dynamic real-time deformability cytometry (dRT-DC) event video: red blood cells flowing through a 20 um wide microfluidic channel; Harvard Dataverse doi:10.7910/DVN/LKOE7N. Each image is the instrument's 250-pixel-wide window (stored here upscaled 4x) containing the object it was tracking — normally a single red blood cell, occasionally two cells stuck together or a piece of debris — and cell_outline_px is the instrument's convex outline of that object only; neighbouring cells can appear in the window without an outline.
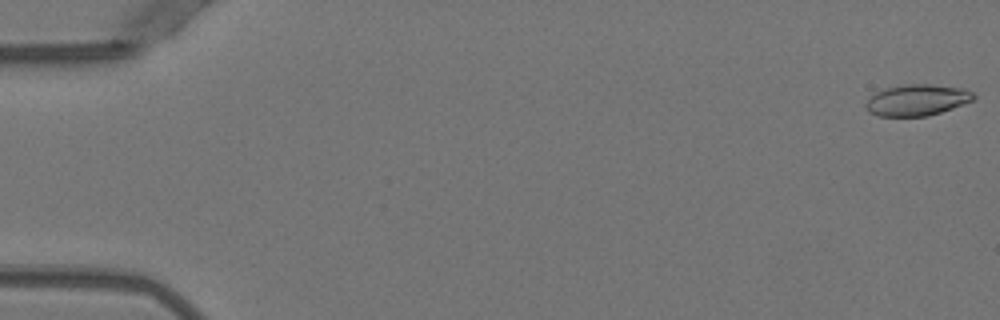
{"species": "Egyptian fruit bat (a non-hibernating species)", "species_latin": "Rousettus aegyptiacus", "temperature_condition": "warm", "stored_images_in_passage": 52, "camera_frame_rate_fps": 3000, "um_per_image_px": 0.085, "animal": {"sex": "female"}, "frame": {"image": 1, "passage_image": 1, "time_ms": 0.0, "image_size_px": [1000, 320], "cell_outline_px": [[976, 100], [928, 116], [876, 116], [868, 112], [864, 104], [876, 92], [884, 88], [904, 84], [928, 84], [964, 88], [972, 92], [976, 96]], "centroid_in_image_um": [77.95, 8.5], "position_along_channel_um": 7.0, "area_um2": 19.77}}
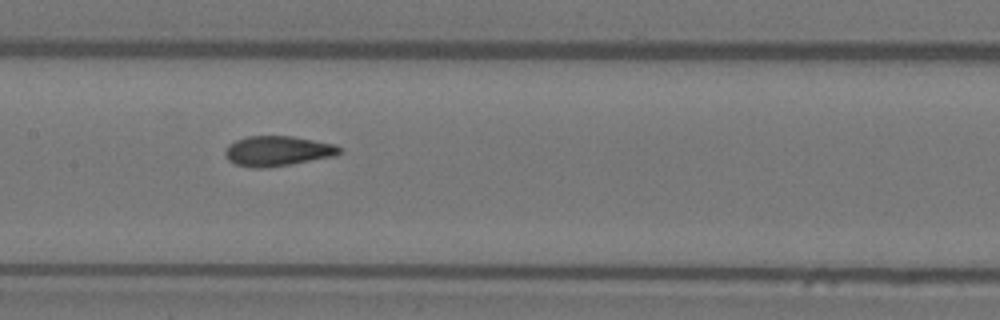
{"frame": {"image": 2, "passage_image": 26, "time_ms": 8.333, "image_size_px": [1000, 320], "cell_outline_px": [[340, 152], [336, 156], [268, 168], [252, 168], [236, 164], [228, 160], [224, 152], [228, 144], [236, 140], [248, 136], [292, 136], [332, 144], [340, 148]], "centroid_in_image_um": [23.55, 12.84], "position_along_channel_um": 183.8, "area_um2": 19.94}}
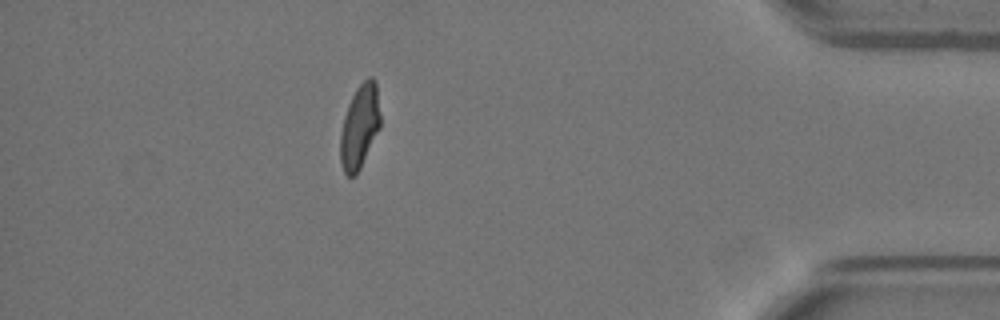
{"frame": {"image": 3, "passage_image": 46, "time_ms": 15.0, "image_size_px": [1000, 320], "cell_outline_px": [[380, 128], [356, 176], [348, 176], [344, 172], [340, 164], [340, 132], [344, 116], [348, 104], [356, 88], [368, 76], [372, 76], [376, 80], [380, 116]], "centroid_in_image_um": [30.56, 10.75], "position_along_channel_um": 404.6, "area_um2": 19.71}, "authors_computed_cell_mechanics": {"area_um2": 19.7387, "velocity_mm_per_s": 3.9692, "shape_relaxation_time_tau1_ms": 4.856, "shape_relaxation_time_tau2_ms": 1.2554, "deformation_change_tau1": 0.2011, "deformation_change_tau2": 0.084}}